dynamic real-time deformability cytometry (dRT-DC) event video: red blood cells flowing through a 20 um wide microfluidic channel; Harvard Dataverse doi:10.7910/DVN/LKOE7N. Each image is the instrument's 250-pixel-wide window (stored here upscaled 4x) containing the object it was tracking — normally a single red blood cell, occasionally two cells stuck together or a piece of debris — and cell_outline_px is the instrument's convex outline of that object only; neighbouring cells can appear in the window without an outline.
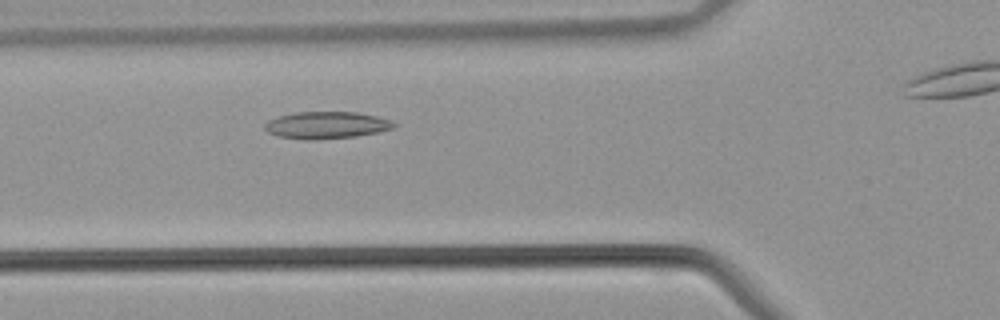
{"species": "common noctule bat (a hibernating species)", "species_latin": "Nyctalus noctula", "temperature_condition": "warm", "stored_images_in_passage": 23, "camera_frame_rate_fps": 3000, "um_per_image_px": 0.085, "animal": {"sex": "male", "body_mass_g": 21.5, "forearm_length_mm": 52.0}, "frame": {"image": 1, "passage_image": 4, "time_ms": 1.0, "image_size_px": [1000, 320], "cell_outline_px": [[400, 124], [396, 128], [380, 132], [356, 136], [316, 140], [304, 140], [276, 136], [268, 132], [264, 128], [264, 124], [268, 120], [280, 116], [296, 112], [360, 112], [392, 120]], "centroid_in_image_um": [27.81, 10.64], "position_along_channel_um": 98.0, "area_um2": 20.75}}
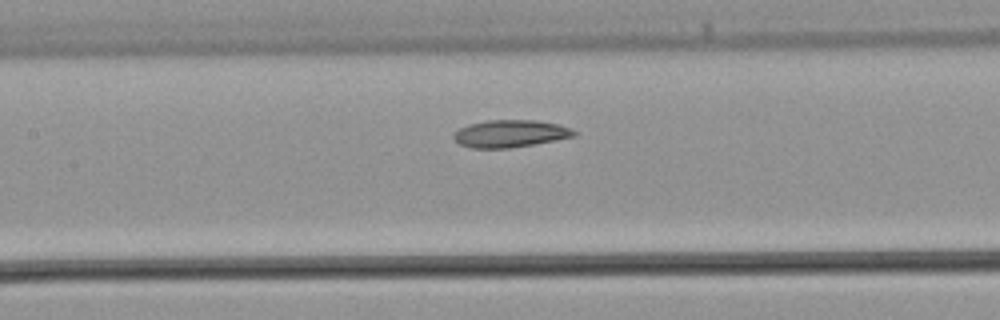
{"frame": {"image": 2, "passage_image": 8, "time_ms": 2.333, "image_size_px": [1000, 320], "cell_outline_px": [[576, 136], [556, 140], [508, 148], [472, 148], [460, 144], [452, 136], [460, 128], [468, 124], [488, 120], [536, 120], [560, 124], [572, 128], [576, 132]], "centroid_in_image_um": [43.4, 11.35], "position_along_channel_um": 164.0, "area_um2": 19.13}}
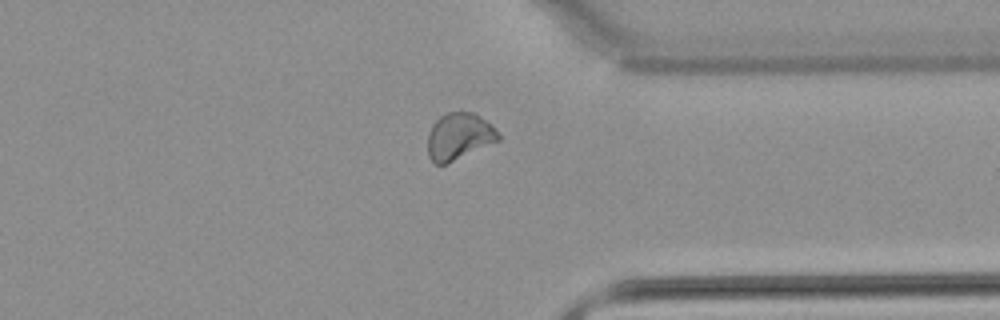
{"frame": {"image": 3, "passage_image": 21, "time_ms": 6.667, "image_size_px": [1000, 320], "cell_outline_px": [[500, 140], [448, 164], [436, 164], [428, 156], [428, 132], [432, 124], [440, 116], [448, 112], [476, 112], [500, 136]], "centroid_in_image_um": [38.98, 11.61], "position_along_channel_um": 372.4, "area_um2": 19.19}}